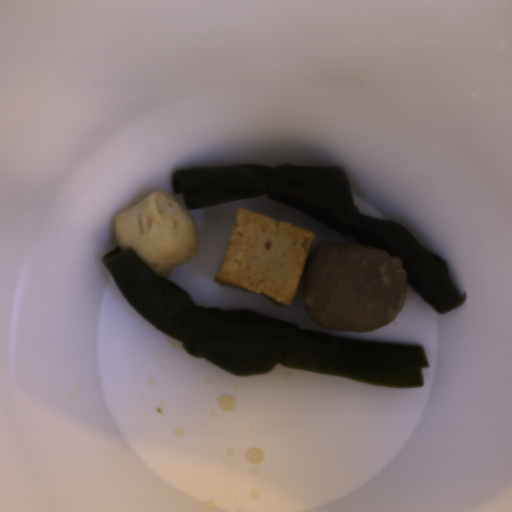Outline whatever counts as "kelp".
Masks as SVG:
<instances>
[{"label":"kelp","instance_id":"1","mask_svg":"<svg viewBox=\"0 0 512 512\" xmlns=\"http://www.w3.org/2000/svg\"><path fill=\"white\" fill-rule=\"evenodd\" d=\"M101 262L120 291L187 353L233 376L266 375L278 364L387 387H424L431 363L421 346L336 338L251 309L203 308L130 247Z\"/></svg>","mask_w":512,"mask_h":512},{"label":"kelp","instance_id":"2","mask_svg":"<svg viewBox=\"0 0 512 512\" xmlns=\"http://www.w3.org/2000/svg\"><path fill=\"white\" fill-rule=\"evenodd\" d=\"M172 185L188 210L266 195L300 210L350 243L396 255L403 263L406 284L438 314L457 309L465 301L441 257L402 225L359 212L346 173L337 166L185 167L173 173Z\"/></svg>","mask_w":512,"mask_h":512}]
</instances>
